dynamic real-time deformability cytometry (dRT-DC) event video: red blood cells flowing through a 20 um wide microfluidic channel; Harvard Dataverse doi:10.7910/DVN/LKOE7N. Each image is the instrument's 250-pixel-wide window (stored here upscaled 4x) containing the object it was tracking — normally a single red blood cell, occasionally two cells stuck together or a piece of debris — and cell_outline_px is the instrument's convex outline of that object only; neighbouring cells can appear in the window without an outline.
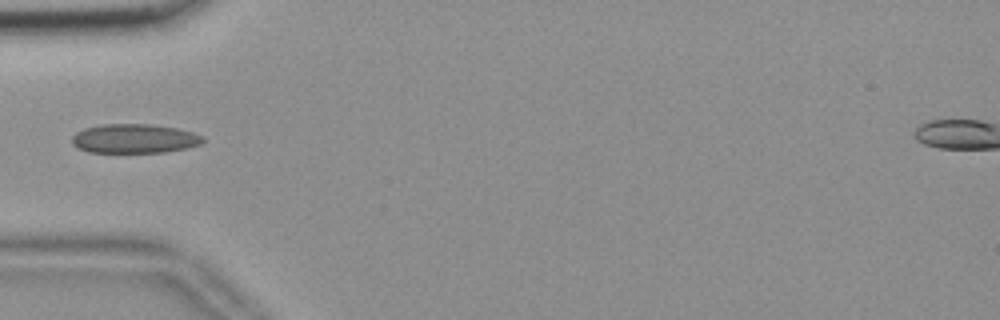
{"species": "common noctule bat (a hibernating species)", "species_latin": "Nyctalus noctula", "temperature_condition": "room temperature", "stored_images_in_passage": 38, "camera_frame_rate_fps": 3000, "um_per_image_px": 0.085, "animal": {"sex": "female", "body_mass_g": 18.4}, "frame": {"image": 1, "passage_image": 1, "time_ms": 0.0, "image_size_px": [1000, 320], "cell_outline_px": [[204, 140], [200, 144], [188, 148], [164, 152], [88, 152], [76, 148], [72, 144], [72, 136], [76, 132], [84, 128], [104, 124], [152, 124], [176, 128], [192, 132], [204, 136]], "centroid_in_image_um": [11.41, 11.78], "position_along_channel_um": 73.6, "area_um2": 22.37}}
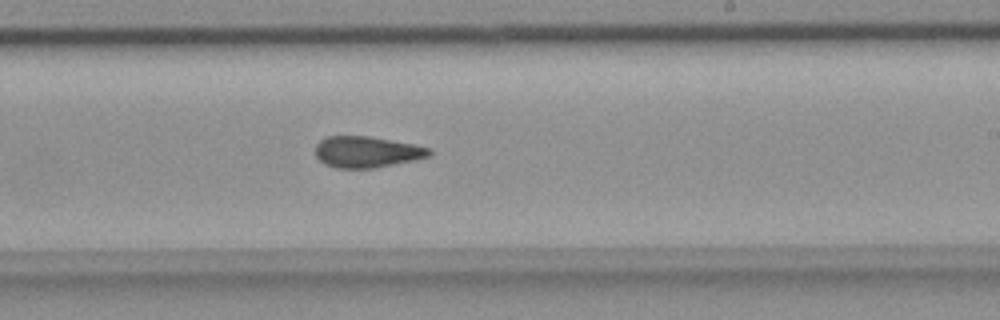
{"frame": {"image": 2, "passage_image": 16, "time_ms": 5.0, "image_size_px": [1000, 320], "cell_outline_px": [[432, 156], [372, 168], [336, 168], [324, 164], [316, 156], [316, 144], [324, 136], [368, 136], [412, 144], [432, 148]], "centroid_in_image_um": [31.16, 12.91], "position_along_channel_um": 257.8, "area_um2": 20.63}}
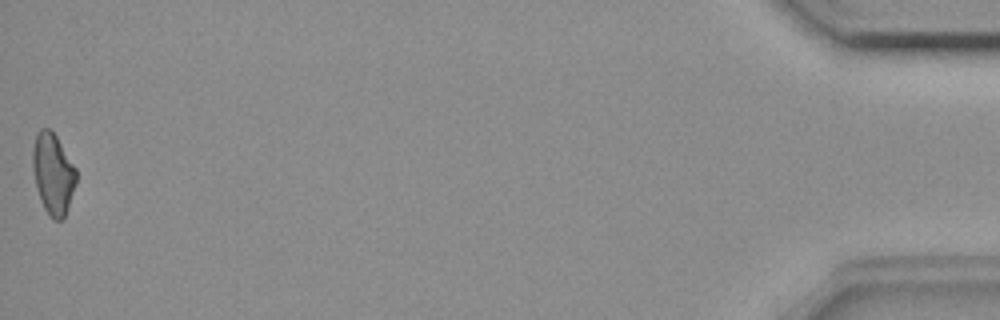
{"frame": {"image": 3, "passage_image": 38, "time_ms": 12.333, "image_size_px": [1000, 320], "cell_outline_px": [[76, 184], [68, 208], [64, 216], [60, 220], [52, 220], [48, 216], [40, 200], [32, 168], [32, 152], [36, 136], [40, 128], [48, 128], [56, 136], [76, 168]], "centroid_in_image_um": [4.5, 14.79], "position_along_channel_um": 430.7, "area_um2": 20.46}}